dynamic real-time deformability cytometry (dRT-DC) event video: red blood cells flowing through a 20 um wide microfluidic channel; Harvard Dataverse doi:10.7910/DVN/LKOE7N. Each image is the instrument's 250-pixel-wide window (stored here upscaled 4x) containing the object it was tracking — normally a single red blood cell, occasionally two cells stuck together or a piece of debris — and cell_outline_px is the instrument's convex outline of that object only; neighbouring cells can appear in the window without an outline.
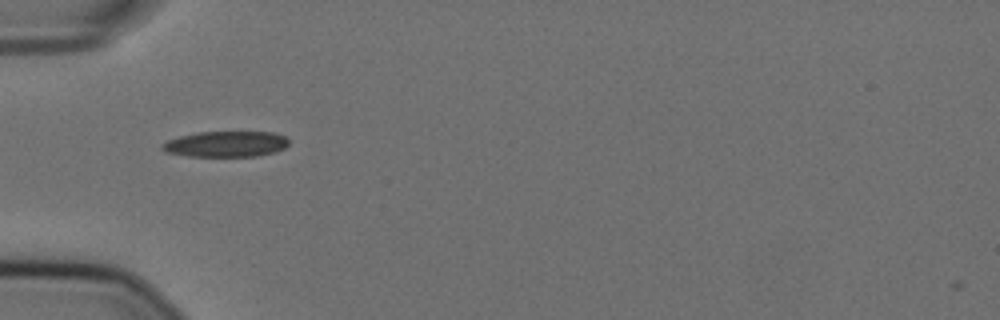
{"species": "Egyptian fruit bat (a non-hibernating species)", "species_latin": "Rousettus aegyptiacus", "temperature_condition": "cold", "stored_images_in_passage": 28, "camera_frame_rate_fps": 3000, "um_per_image_px": 0.085, "animal": {"sex": "female"}, "frame": {"image": 1, "passage_image": 1, "time_ms": 0.0, "image_size_px": [1000, 320], "cell_outline_px": [[288, 144], [284, 148], [276, 152], [256, 156], [188, 156], [164, 152], [160, 148], [160, 144], [168, 140], [180, 136], [196, 132], [276, 132], [284, 136], [288, 140]], "centroid_in_image_um": [19.18, 12.24], "position_along_channel_um": 65.8, "area_um2": 19.13}}
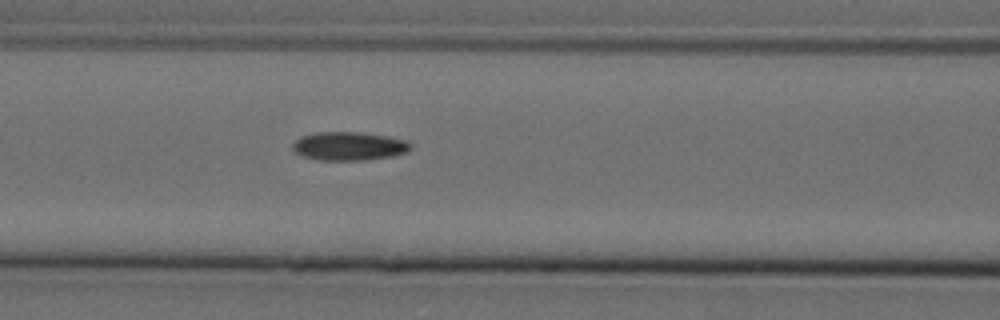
{"frame": {"image": 2, "passage_image": 7, "time_ms": 2.0, "image_size_px": [1000, 320], "cell_outline_px": [[412, 144], [408, 152], [388, 156], [360, 160], [316, 160], [304, 156], [296, 152], [292, 148], [292, 144], [300, 136], [316, 132], [360, 132], [388, 136], [408, 140]], "centroid_in_image_um": [29.66, 12.4], "position_along_channel_um": 136.9, "area_um2": 19.59}}
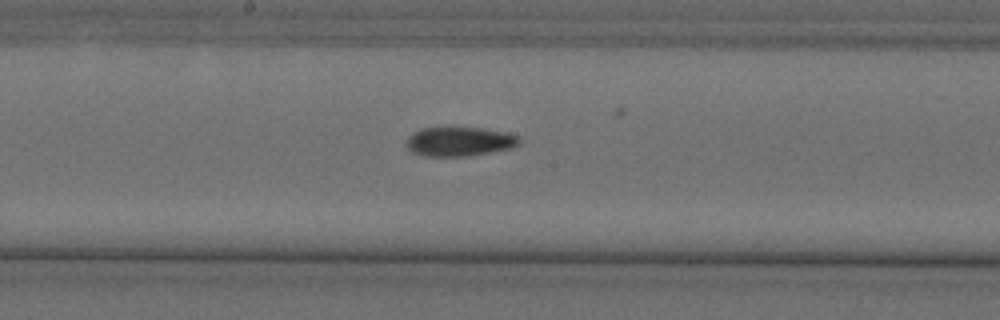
{"frame": {"image": 3, "passage_image": 13, "time_ms": 4.0, "image_size_px": [1000, 320], "cell_outline_px": [[520, 144], [512, 148], [468, 156], [424, 156], [412, 152], [408, 148], [408, 136], [412, 132], [420, 128], [448, 124], [452, 124], [484, 128], [508, 132], [520, 136]], "centroid_in_image_um": [39.06, 11.96], "position_along_channel_um": 209.1, "area_um2": 20.29}, "authors_computed_cell_mechanics": {"area_um2": 19.3919, "velocity_mm_per_s": 3.615, "shape_relaxation_time_tau1_ms": null, "shape_relaxation_time_tau2_ms": 3.0906, "deformation_change_tau1": null, "deformation_change_tau2": 0.0788}}